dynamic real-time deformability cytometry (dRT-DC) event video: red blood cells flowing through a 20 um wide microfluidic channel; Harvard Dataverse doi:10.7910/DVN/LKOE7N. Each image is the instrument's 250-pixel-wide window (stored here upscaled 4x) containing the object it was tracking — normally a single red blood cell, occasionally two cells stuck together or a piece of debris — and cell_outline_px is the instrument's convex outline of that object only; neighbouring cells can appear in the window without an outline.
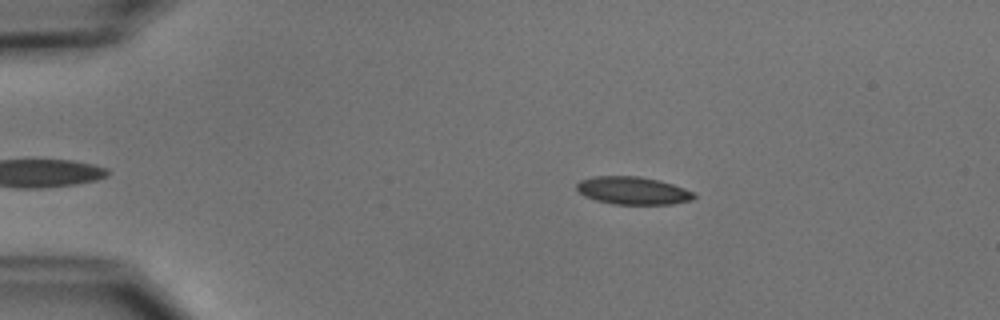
{"species": "common noctule bat (a hibernating species)", "species_latin": "Nyctalus noctula", "temperature_condition": "cold", "stored_images_in_passage": 38, "camera_frame_rate_fps": 3000, "um_per_image_px": 0.085, "animal": {"sex": "male", "body_mass_g": 15.6}, "frame": {"image": 1, "passage_image": 2, "time_ms": 0.333, "image_size_px": [1000, 320], "cell_outline_px": [[696, 196], [692, 200], [672, 204], [612, 204], [596, 200], [584, 196], [576, 188], [576, 184], [580, 180], [592, 176], [640, 176], [660, 180], [684, 188], [692, 192]], "centroid_in_image_um": [53.77, 16.19], "position_along_channel_um": 31.2, "area_um2": 19.02}}
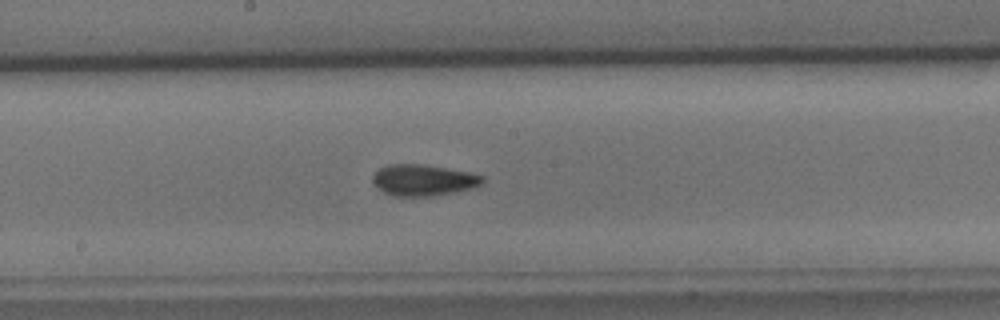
{"frame": {"image": 2, "passage_image": 21, "time_ms": 6.667, "image_size_px": [1000, 320], "cell_outline_px": [[484, 180], [480, 184], [472, 188], [432, 196], [392, 196], [376, 188], [372, 180], [372, 176], [380, 168], [388, 164], [420, 164], [468, 172], [484, 176]], "centroid_in_image_um": [35.93, 15.31], "position_along_channel_um": 212.3, "area_um2": 19.83}}
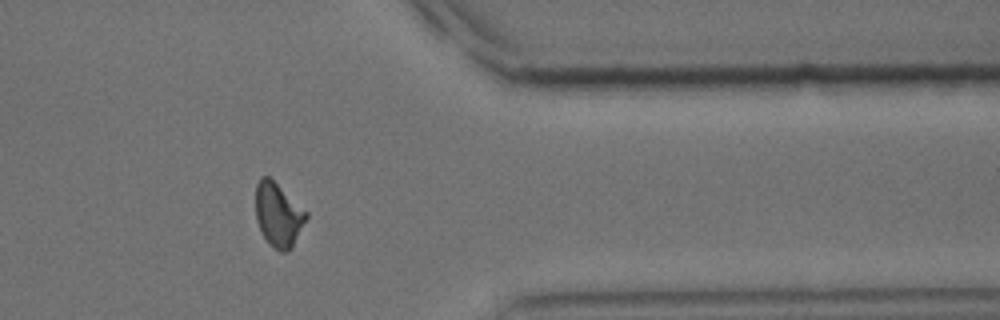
{"frame": {"image": 3, "passage_image": 36, "time_ms": 11.667, "image_size_px": [1000, 320], "cell_outline_px": [[308, 216], [292, 248], [284, 252], [280, 252], [268, 244], [256, 220], [256, 184], [260, 176], [268, 176], [308, 212]], "centroid_in_image_um": [23.65, 18.27], "position_along_channel_um": 387.7, "area_um2": 18.73}, "authors_computed_cell_mechanics": {"area_um2": 19.2763, "velocity_mm_per_s": 3.7536, "shape_relaxation_time_tau1_ms": 3.5541, "shape_relaxation_time_tau2_ms": 2.7879, "deformation_change_tau1": 0.127, "deformation_change_tau2": 0.0838}}